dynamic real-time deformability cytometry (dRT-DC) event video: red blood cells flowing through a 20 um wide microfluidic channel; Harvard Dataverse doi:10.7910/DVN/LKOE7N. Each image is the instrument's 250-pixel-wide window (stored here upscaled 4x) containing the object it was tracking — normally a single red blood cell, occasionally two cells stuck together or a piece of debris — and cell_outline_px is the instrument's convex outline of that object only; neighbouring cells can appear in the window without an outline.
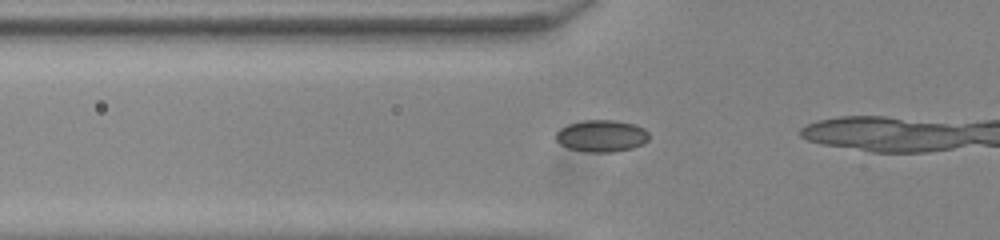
{"species": "common noctule bat (a hibernating species)", "species_latin": "Nyctalus noctula", "temperature_condition": "room temperature", "stored_images_in_passage": 20, "camera_frame_rate_fps": 3000, "um_per_image_px": 0.085, "animal": {"sex": "male", "body_mass_g": 20.0, "forearm_length_mm": 53.3}, "frame": {"image": 1, "passage_image": 15, "time_ms": 4.667, "image_size_px": [1000, 240], "cell_outline_px": [[648, 140], [644, 144], [632, 148], [612, 152], [588, 152], [568, 148], [560, 144], [556, 140], [556, 132], [560, 128], [568, 124], [584, 120], [612, 120], [636, 124], [644, 128], [648, 132]], "centroid_in_image_um": [51.14, 11.55], "position_along_channel_um": 74.7, "area_um2": 17.4}}
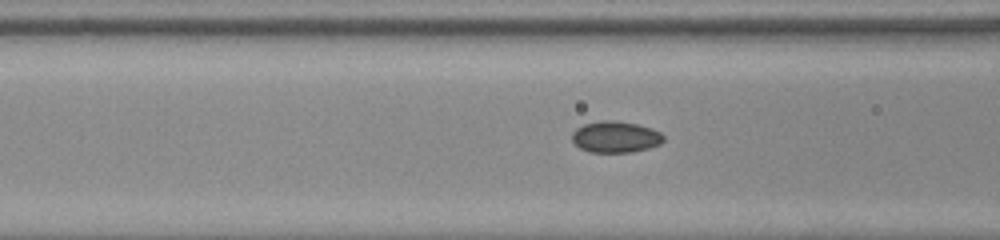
{"frame": {"image": 2, "passage_image": 18, "time_ms": 5.667, "image_size_px": [1000, 240], "cell_outline_px": [[664, 140], [660, 144], [648, 148], [632, 152], [588, 152], [580, 148], [572, 140], [572, 132], [576, 128], [584, 124], [600, 120], [616, 120], [636, 124], [652, 128], [660, 132], [664, 136]], "centroid_in_image_um": [52.31, 11.63], "position_along_channel_um": 114.3, "area_um2": 16.82}}